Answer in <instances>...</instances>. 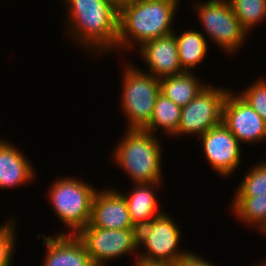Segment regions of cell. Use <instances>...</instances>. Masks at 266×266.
I'll use <instances>...</instances> for the list:
<instances>
[{"label":"cell","instance_id":"1","mask_svg":"<svg viewBox=\"0 0 266 266\" xmlns=\"http://www.w3.org/2000/svg\"><path fill=\"white\" fill-rule=\"evenodd\" d=\"M62 5L69 40L92 56L116 51L119 9L111 0H63Z\"/></svg>","mask_w":266,"mask_h":266},{"label":"cell","instance_id":"2","mask_svg":"<svg viewBox=\"0 0 266 266\" xmlns=\"http://www.w3.org/2000/svg\"><path fill=\"white\" fill-rule=\"evenodd\" d=\"M179 6L178 0H142L122 6L119 9L116 51L127 54L147 41L177 31L172 23Z\"/></svg>","mask_w":266,"mask_h":266},{"label":"cell","instance_id":"3","mask_svg":"<svg viewBox=\"0 0 266 266\" xmlns=\"http://www.w3.org/2000/svg\"><path fill=\"white\" fill-rule=\"evenodd\" d=\"M112 151L113 162L134 183H162V144L144 129H126Z\"/></svg>","mask_w":266,"mask_h":266},{"label":"cell","instance_id":"4","mask_svg":"<svg viewBox=\"0 0 266 266\" xmlns=\"http://www.w3.org/2000/svg\"><path fill=\"white\" fill-rule=\"evenodd\" d=\"M88 183L78 176H60L52 182L47 193L48 202L58 220L69 228L68 232L59 231L58 234L77 235L89 224L92 202L98 190Z\"/></svg>","mask_w":266,"mask_h":266},{"label":"cell","instance_id":"5","mask_svg":"<svg viewBox=\"0 0 266 266\" xmlns=\"http://www.w3.org/2000/svg\"><path fill=\"white\" fill-rule=\"evenodd\" d=\"M123 66L120 106L127 118L125 128L143 129L152 117L160 93V79L132 63Z\"/></svg>","mask_w":266,"mask_h":266},{"label":"cell","instance_id":"6","mask_svg":"<svg viewBox=\"0 0 266 266\" xmlns=\"http://www.w3.org/2000/svg\"><path fill=\"white\" fill-rule=\"evenodd\" d=\"M181 238V228L166 211H163L138 230V247L141 251H138L137 263L171 266L189 252L180 248Z\"/></svg>","mask_w":266,"mask_h":266},{"label":"cell","instance_id":"7","mask_svg":"<svg viewBox=\"0 0 266 266\" xmlns=\"http://www.w3.org/2000/svg\"><path fill=\"white\" fill-rule=\"evenodd\" d=\"M192 7L204 29L202 34L205 38L213 41L228 56H234L243 48L250 34L241 25L228 0L197 1Z\"/></svg>","mask_w":266,"mask_h":266},{"label":"cell","instance_id":"8","mask_svg":"<svg viewBox=\"0 0 266 266\" xmlns=\"http://www.w3.org/2000/svg\"><path fill=\"white\" fill-rule=\"evenodd\" d=\"M77 236L86 246L95 266H108L109 261L134 253V265L137 264L138 229H105L86 226Z\"/></svg>","mask_w":266,"mask_h":266},{"label":"cell","instance_id":"9","mask_svg":"<svg viewBox=\"0 0 266 266\" xmlns=\"http://www.w3.org/2000/svg\"><path fill=\"white\" fill-rule=\"evenodd\" d=\"M245 174L233 193L229 211L240 224L259 228L266 220V161L254 163Z\"/></svg>","mask_w":266,"mask_h":266},{"label":"cell","instance_id":"10","mask_svg":"<svg viewBox=\"0 0 266 266\" xmlns=\"http://www.w3.org/2000/svg\"><path fill=\"white\" fill-rule=\"evenodd\" d=\"M229 88L209 84L187 105L181 108V120L173 137H200L222 123L223 104Z\"/></svg>","mask_w":266,"mask_h":266},{"label":"cell","instance_id":"11","mask_svg":"<svg viewBox=\"0 0 266 266\" xmlns=\"http://www.w3.org/2000/svg\"><path fill=\"white\" fill-rule=\"evenodd\" d=\"M236 91V92H235ZM235 92V93H234ZM229 90L224 104L222 122L240 144H258L266 141V122L245 101L237 90ZM264 141V142H263Z\"/></svg>","mask_w":266,"mask_h":266},{"label":"cell","instance_id":"12","mask_svg":"<svg viewBox=\"0 0 266 266\" xmlns=\"http://www.w3.org/2000/svg\"><path fill=\"white\" fill-rule=\"evenodd\" d=\"M199 138L202 151L212 170L221 178L231 177L243 159L242 146L237 138L223 122L209 129Z\"/></svg>","mask_w":266,"mask_h":266},{"label":"cell","instance_id":"13","mask_svg":"<svg viewBox=\"0 0 266 266\" xmlns=\"http://www.w3.org/2000/svg\"><path fill=\"white\" fill-rule=\"evenodd\" d=\"M87 226L105 229H136L121 190L106 187L96 192Z\"/></svg>","mask_w":266,"mask_h":266},{"label":"cell","instance_id":"14","mask_svg":"<svg viewBox=\"0 0 266 266\" xmlns=\"http://www.w3.org/2000/svg\"><path fill=\"white\" fill-rule=\"evenodd\" d=\"M138 49V50H137ZM156 78L179 75L181 69L174 33L145 42L135 50Z\"/></svg>","mask_w":266,"mask_h":266},{"label":"cell","instance_id":"15","mask_svg":"<svg viewBox=\"0 0 266 266\" xmlns=\"http://www.w3.org/2000/svg\"><path fill=\"white\" fill-rule=\"evenodd\" d=\"M41 237L47 248L41 266H95L77 235L54 234L52 237L40 233L36 238Z\"/></svg>","mask_w":266,"mask_h":266},{"label":"cell","instance_id":"16","mask_svg":"<svg viewBox=\"0 0 266 266\" xmlns=\"http://www.w3.org/2000/svg\"><path fill=\"white\" fill-rule=\"evenodd\" d=\"M24 152L0 137V190L34 183L37 170Z\"/></svg>","mask_w":266,"mask_h":266},{"label":"cell","instance_id":"17","mask_svg":"<svg viewBox=\"0 0 266 266\" xmlns=\"http://www.w3.org/2000/svg\"><path fill=\"white\" fill-rule=\"evenodd\" d=\"M163 183H134L129 192L121 193L125 198L131 221L136 229L150 223L163 212L156 191ZM157 188V189H156ZM156 193V194H155Z\"/></svg>","mask_w":266,"mask_h":266},{"label":"cell","instance_id":"18","mask_svg":"<svg viewBox=\"0 0 266 266\" xmlns=\"http://www.w3.org/2000/svg\"><path fill=\"white\" fill-rule=\"evenodd\" d=\"M188 29L182 33H175V40L178 48V58L181 69L184 72H194L199 64L206 59L209 48L207 38L202 31ZM193 70V71H192Z\"/></svg>","mask_w":266,"mask_h":266},{"label":"cell","instance_id":"19","mask_svg":"<svg viewBox=\"0 0 266 266\" xmlns=\"http://www.w3.org/2000/svg\"><path fill=\"white\" fill-rule=\"evenodd\" d=\"M197 73L183 72L179 75L160 78V93L177 106L184 107L208 84L199 79Z\"/></svg>","mask_w":266,"mask_h":266},{"label":"cell","instance_id":"20","mask_svg":"<svg viewBox=\"0 0 266 266\" xmlns=\"http://www.w3.org/2000/svg\"><path fill=\"white\" fill-rule=\"evenodd\" d=\"M181 120V107L172 100L159 93L150 122L143 128L156 135L157 130H162L165 135L173 136Z\"/></svg>","mask_w":266,"mask_h":266},{"label":"cell","instance_id":"21","mask_svg":"<svg viewBox=\"0 0 266 266\" xmlns=\"http://www.w3.org/2000/svg\"><path fill=\"white\" fill-rule=\"evenodd\" d=\"M233 12L249 34L266 20V0H228Z\"/></svg>","mask_w":266,"mask_h":266},{"label":"cell","instance_id":"22","mask_svg":"<svg viewBox=\"0 0 266 266\" xmlns=\"http://www.w3.org/2000/svg\"><path fill=\"white\" fill-rule=\"evenodd\" d=\"M9 218L7 222L0 224V266H13L14 250L17 248V220Z\"/></svg>","mask_w":266,"mask_h":266},{"label":"cell","instance_id":"23","mask_svg":"<svg viewBox=\"0 0 266 266\" xmlns=\"http://www.w3.org/2000/svg\"><path fill=\"white\" fill-rule=\"evenodd\" d=\"M266 122V78L260 77L249 87L237 92Z\"/></svg>","mask_w":266,"mask_h":266},{"label":"cell","instance_id":"24","mask_svg":"<svg viewBox=\"0 0 266 266\" xmlns=\"http://www.w3.org/2000/svg\"><path fill=\"white\" fill-rule=\"evenodd\" d=\"M171 266H217L211 261L206 260L202 255L194 254L189 251L185 256L178 259Z\"/></svg>","mask_w":266,"mask_h":266},{"label":"cell","instance_id":"25","mask_svg":"<svg viewBox=\"0 0 266 266\" xmlns=\"http://www.w3.org/2000/svg\"><path fill=\"white\" fill-rule=\"evenodd\" d=\"M118 9H120L122 6L126 5V4H130V3H134V2H139L142 0H111Z\"/></svg>","mask_w":266,"mask_h":266},{"label":"cell","instance_id":"26","mask_svg":"<svg viewBox=\"0 0 266 266\" xmlns=\"http://www.w3.org/2000/svg\"><path fill=\"white\" fill-rule=\"evenodd\" d=\"M258 232L262 235H265L266 236V220L263 222V224L261 226H259L258 229Z\"/></svg>","mask_w":266,"mask_h":266},{"label":"cell","instance_id":"27","mask_svg":"<svg viewBox=\"0 0 266 266\" xmlns=\"http://www.w3.org/2000/svg\"><path fill=\"white\" fill-rule=\"evenodd\" d=\"M255 264L253 266H266V259L263 261H260V263L258 262V264L257 263H255Z\"/></svg>","mask_w":266,"mask_h":266},{"label":"cell","instance_id":"28","mask_svg":"<svg viewBox=\"0 0 266 266\" xmlns=\"http://www.w3.org/2000/svg\"><path fill=\"white\" fill-rule=\"evenodd\" d=\"M134 266H160V265H144V264H136V265H134Z\"/></svg>","mask_w":266,"mask_h":266}]
</instances>
